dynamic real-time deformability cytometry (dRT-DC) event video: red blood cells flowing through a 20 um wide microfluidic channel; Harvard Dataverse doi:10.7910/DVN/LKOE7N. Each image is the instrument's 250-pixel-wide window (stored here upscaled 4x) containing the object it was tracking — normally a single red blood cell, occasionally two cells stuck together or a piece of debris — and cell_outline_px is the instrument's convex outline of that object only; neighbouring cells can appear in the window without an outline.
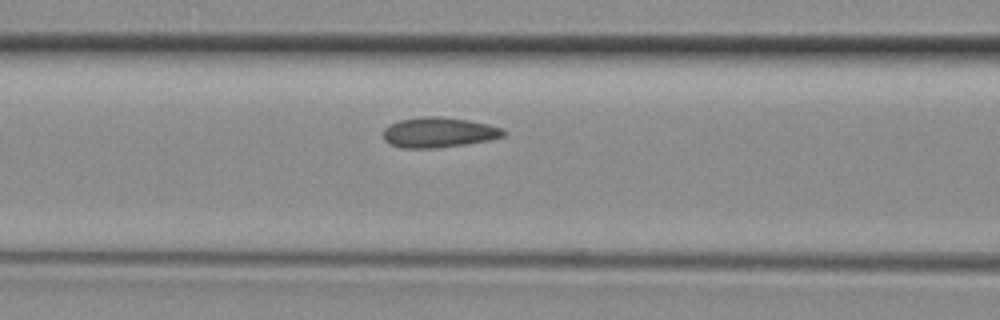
{"species": "common noctule bat (a hibernating species)", "species_latin": "Nyctalus noctula", "temperature_condition": "room temperature", "stored_images_in_passage": 16, "camera_frame_rate_fps": 3000, "um_per_image_px": 0.085, "animal": {"sex": "female", "body_mass_g": 29.2, "forearm_length_mm": 56.3}, "frame": {"image": 1, "passage_image": 12, "time_ms": 3.667, "image_size_px": [1000, 320], "cell_outline_px": [[508, 132], [504, 136], [488, 140], [464, 144], [436, 148], [404, 148], [388, 144], [384, 140], [384, 128], [388, 124], [400, 120], [420, 116], [440, 116], [468, 120], [488, 124], [504, 128]], "centroid_in_image_um": [37.29, 11.24], "position_along_channel_um": 129.3, "area_um2": 21.33}}
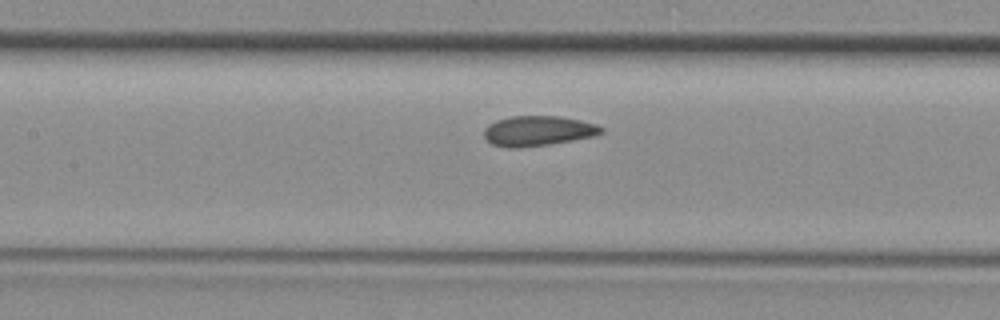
{"frame": {"image": 2, "passage_image": 14, "time_ms": 4.333, "image_size_px": [1000, 320], "cell_outline_px": [[604, 132], [596, 136], [548, 144], [520, 148], [508, 148], [492, 144], [484, 136], [484, 128], [488, 124], [496, 120], [512, 116], [560, 116], [580, 120], [596, 124], [604, 128]], "centroid_in_image_um": [45.74, 11.12], "position_along_channel_um": 161.7, "area_um2": 20.63}}